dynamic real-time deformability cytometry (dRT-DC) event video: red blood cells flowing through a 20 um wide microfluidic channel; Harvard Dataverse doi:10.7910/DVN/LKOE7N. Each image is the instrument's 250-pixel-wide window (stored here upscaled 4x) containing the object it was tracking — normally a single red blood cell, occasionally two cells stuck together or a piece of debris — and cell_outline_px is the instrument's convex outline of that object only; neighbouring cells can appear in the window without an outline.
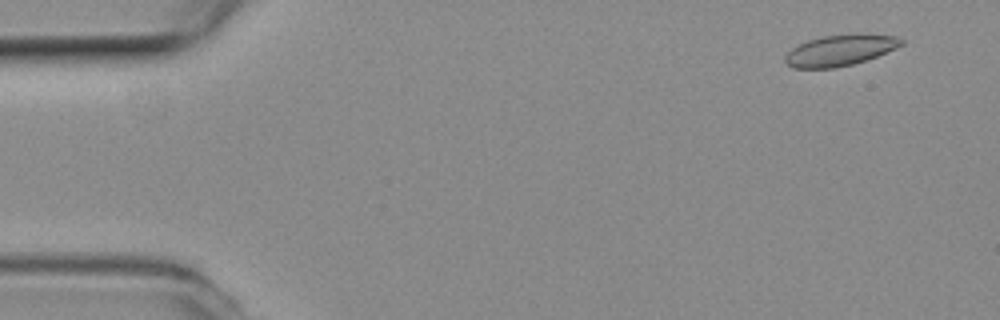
{"species": "common noctule bat (a hibernating species)", "species_latin": "Nyctalus noctula", "temperature_condition": "room temperature", "stored_images_in_passage": 54, "camera_frame_rate_fps": 3000, "um_per_image_px": 0.085, "animal": {"sex": "female", "body_mass_g": 19.3, "forearm_length_mm": 54.1}, "frame": {"image": 1, "passage_image": 4, "time_ms": 1.0, "image_size_px": [1000, 320], "cell_outline_px": [[904, 44], [896, 48], [876, 56], [852, 64], [832, 68], [792, 68], [784, 60], [784, 56], [792, 48], [808, 40], [824, 36], [856, 32], [860, 32], [896, 36], [904, 40]], "centroid_in_image_um": [71.43, 4.24], "position_along_channel_um": 13.6, "area_um2": 21.15}}
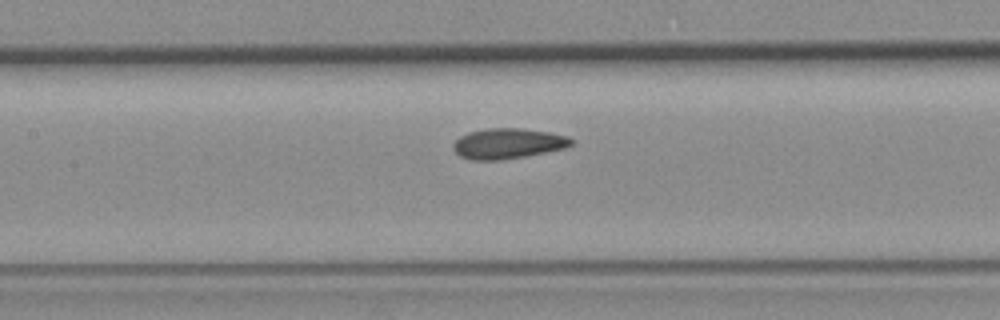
{"frame": {"image": 2, "passage_image": 25, "time_ms": 8.0, "image_size_px": [1000, 320], "cell_outline_px": [[576, 140], [572, 144], [564, 148], [524, 156], [500, 160], [472, 160], [460, 156], [452, 148], [452, 144], [460, 136], [468, 132], [488, 128], [520, 128], [548, 132], [568, 136]], "centroid_in_image_um": [43.16, 12.19], "position_along_channel_um": 164.2, "area_um2": 20.87}}
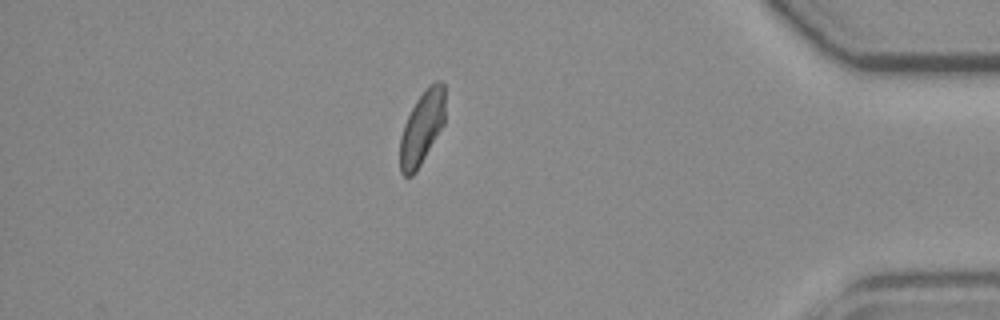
{"frame": {"image": 3, "passage_image": 47, "time_ms": 15.333, "image_size_px": [1000, 320], "cell_outline_px": [[444, 124], [416, 172], [412, 176], [404, 176], [400, 172], [400, 136], [404, 124], [416, 100], [436, 80], [440, 80], [444, 84]], "centroid_in_image_um": [35.85, 10.9], "position_along_channel_um": 399.3, "area_um2": 19.02}, "authors_computed_cell_mechanics": {"area_um2": 20.4323, "velocity_mm_per_s": 3.7849, "shape_relaxation_time_tau1_ms": 9.8096, "shape_relaxation_time_tau2_ms": 2.3665, "deformation_change_tau1": 0.1635, "deformation_change_tau2": 0.0787}}